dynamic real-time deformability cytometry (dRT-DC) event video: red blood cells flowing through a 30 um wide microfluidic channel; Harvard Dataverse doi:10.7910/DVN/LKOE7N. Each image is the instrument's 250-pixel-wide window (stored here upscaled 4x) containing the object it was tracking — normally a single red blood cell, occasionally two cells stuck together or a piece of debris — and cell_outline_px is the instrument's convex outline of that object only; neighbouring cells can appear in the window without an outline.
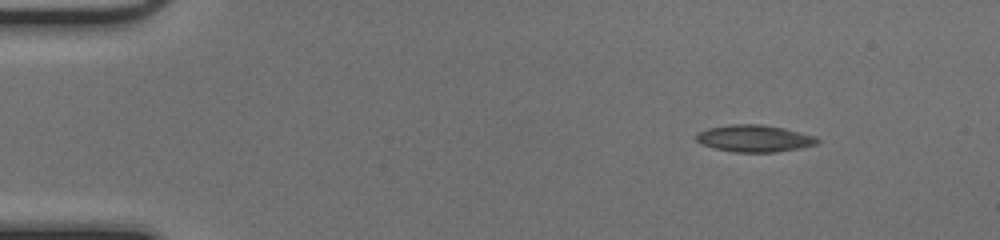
{"species": "common noctule bat (a hibernating species)", "species_latin": "Nyctalus noctula", "temperature_condition": "cold", "stored_images_in_passage": 9, "camera_frame_rate_fps": 3000, "um_per_image_px": 0.085, "animal": {"sex": "female", "body_mass_g": 17.0, "forearm_length_mm": 48.0}, "frame": {"image": 1, "passage_image": 6, "time_ms": 1.667, "image_size_px": [1000, 240], "cell_outline_px": [[820, 144], [800, 148], [776, 152], [732, 152], [716, 148], [704, 144], [696, 140], [696, 136], [700, 132], [708, 128], [728, 124], [760, 124], [784, 128], [816, 136], [820, 140]], "centroid_in_image_um": [64.19, 11.76], "position_along_channel_um": 20.8, "area_um2": 19.02}}